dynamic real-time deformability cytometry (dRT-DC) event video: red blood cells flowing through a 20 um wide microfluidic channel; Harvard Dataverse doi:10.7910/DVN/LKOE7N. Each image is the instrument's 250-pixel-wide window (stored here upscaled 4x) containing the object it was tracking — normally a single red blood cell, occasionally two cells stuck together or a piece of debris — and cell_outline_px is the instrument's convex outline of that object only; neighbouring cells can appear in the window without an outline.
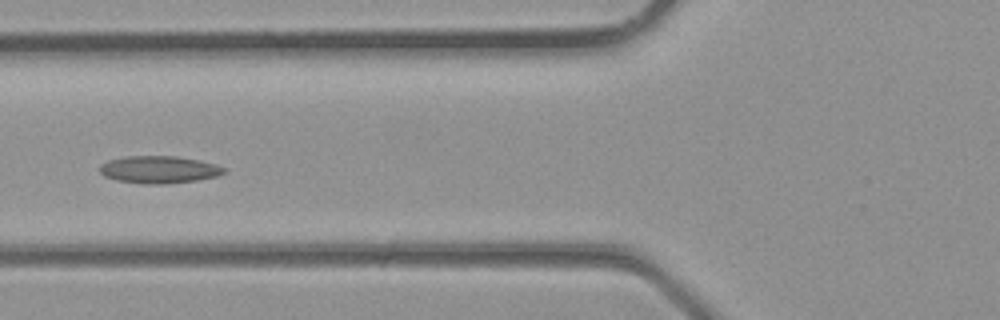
{"species": "common noctule bat (a hibernating species)", "species_latin": "Nyctalus noctula", "temperature_condition": "room temperature", "stored_images_in_passage": 4, "camera_frame_rate_fps": 3000, "um_per_image_px": 0.085, "animal": {"sex": "male", "body_mass_g": 23.1, "forearm_length_mm": 52.7}, "frame": {"image": 1, "passage_image": 4, "time_ms": 1.0, "image_size_px": [1000, 320], "cell_outline_px": [[228, 172], [216, 176], [196, 180], [164, 184], [144, 184], [116, 180], [104, 176], [100, 172], [100, 164], [108, 160], [124, 156], [176, 156], [200, 160], [216, 164], [224, 168]], "centroid_in_image_um": [13.51, 14.41], "position_along_channel_um": 112.3, "area_um2": 19.88}}